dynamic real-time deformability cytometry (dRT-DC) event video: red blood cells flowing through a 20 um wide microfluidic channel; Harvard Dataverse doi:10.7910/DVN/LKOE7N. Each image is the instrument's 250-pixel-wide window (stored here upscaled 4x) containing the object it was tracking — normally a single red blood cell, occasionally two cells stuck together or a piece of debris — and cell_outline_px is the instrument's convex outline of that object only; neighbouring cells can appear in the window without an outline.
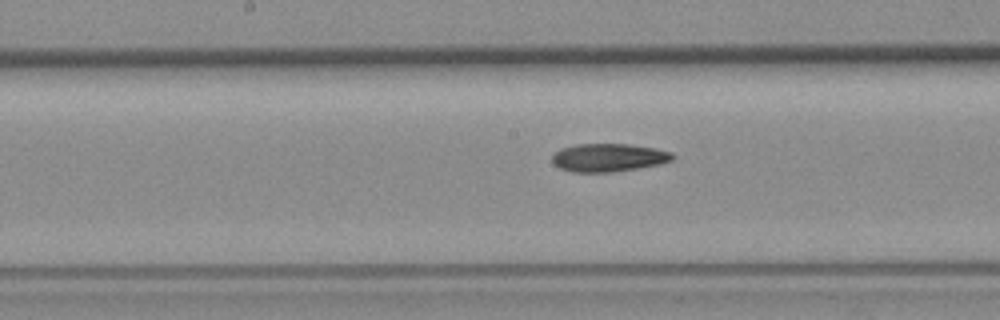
{"species": "common noctule bat (a hibernating species)", "species_latin": "Nyctalus noctula", "temperature_condition": "room temperature", "stored_images_in_passage": 26, "camera_frame_rate_fps": 3000, "um_per_image_px": 0.085, "animal": {"sex": "female", "body_mass_g": 19.3, "forearm_length_mm": 54.1}, "frame": {"image": 1, "passage_image": 12, "time_ms": 3.667, "image_size_px": [1000, 320], "cell_outline_px": [[676, 156], [672, 160], [660, 164], [612, 172], [572, 172], [560, 168], [552, 160], [552, 156], [560, 148], [576, 144], [628, 144], [656, 148], [672, 152]], "centroid_in_image_um": [51.75, 13.39], "position_along_channel_um": 196.5, "area_um2": 19.71}}
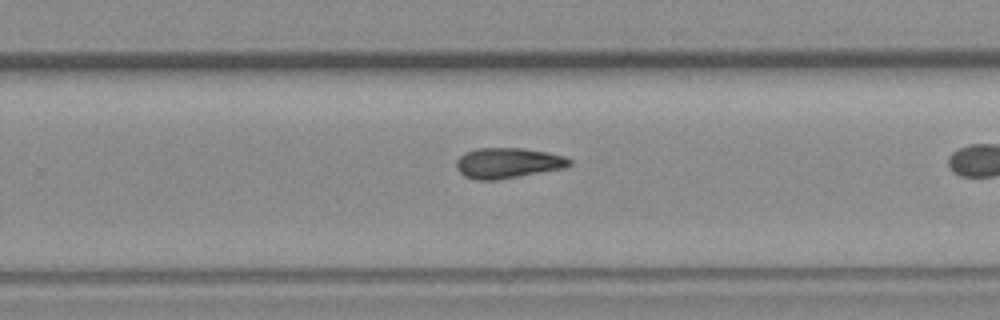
{"frame": {"image": 2, "passage_image": 19, "time_ms": 6.0, "image_size_px": [1000, 320], "cell_outline_px": [[572, 164], [564, 168], [500, 180], [476, 180], [464, 176], [456, 168], [456, 160], [464, 152], [476, 148], [524, 148], [548, 152], [564, 156], [572, 160]], "centroid_in_image_um": [43.16, 13.86], "position_along_channel_um": 286.6, "area_um2": 20.35}}
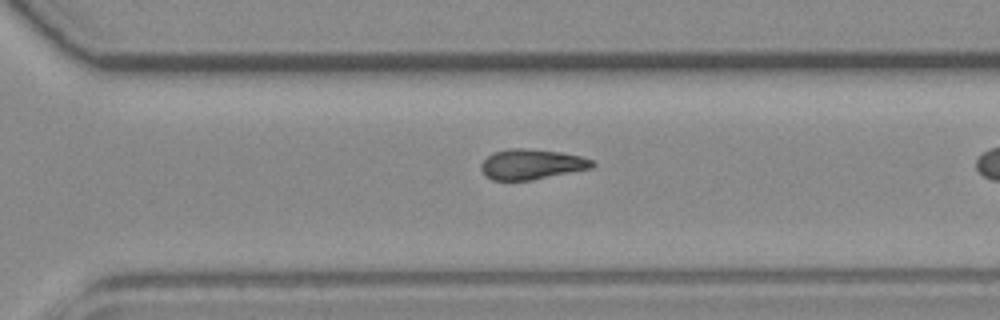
{"frame": {"image": 3, "passage_image": 22, "time_ms": 7.0, "image_size_px": [1000, 320], "cell_outline_px": [[596, 164], [592, 168], [532, 180], [492, 180], [484, 176], [480, 168], [480, 164], [492, 152], [508, 148], [528, 148], [560, 152], [580, 156], [592, 160]], "centroid_in_image_um": [45.15, 13.96], "position_along_channel_um": 325.5, "area_um2": 19.77}}